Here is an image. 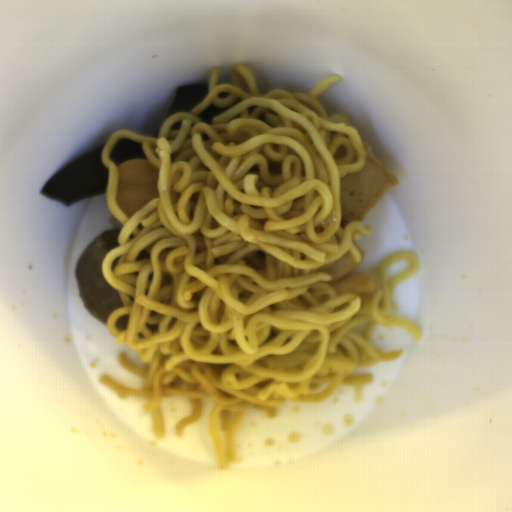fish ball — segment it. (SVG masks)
I'll return each instance as SVG.
<instances>
[{
    "label": "fish ball",
    "instance_id": "29854b86",
    "mask_svg": "<svg viewBox=\"0 0 512 512\" xmlns=\"http://www.w3.org/2000/svg\"><path fill=\"white\" fill-rule=\"evenodd\" d=\"M362 144L366 150L362 169L339 178L340 224L344 230L351 222H362L386 191L399 184L389 166L376 157L372 146Z\"/></svg>",
    "mask_w": 512,
    "mask_h": 512
},
{
    "label": "fish ball",
    "instance_id": "53f4d19a",
    "mask_svg": "<svg viewBox=\"0 0 512 512\" xmlns=\"http://www.w3.org/2000/svg\"><path fill=\"white\" fill-rule=\"evenodd\" d=\"M158 197L159 168L147 156L119 164L115 202L123 213L131 218Z\"/></svg>",
    "mask_w": 512,
    "mask_h": 512
}]
</instances>
